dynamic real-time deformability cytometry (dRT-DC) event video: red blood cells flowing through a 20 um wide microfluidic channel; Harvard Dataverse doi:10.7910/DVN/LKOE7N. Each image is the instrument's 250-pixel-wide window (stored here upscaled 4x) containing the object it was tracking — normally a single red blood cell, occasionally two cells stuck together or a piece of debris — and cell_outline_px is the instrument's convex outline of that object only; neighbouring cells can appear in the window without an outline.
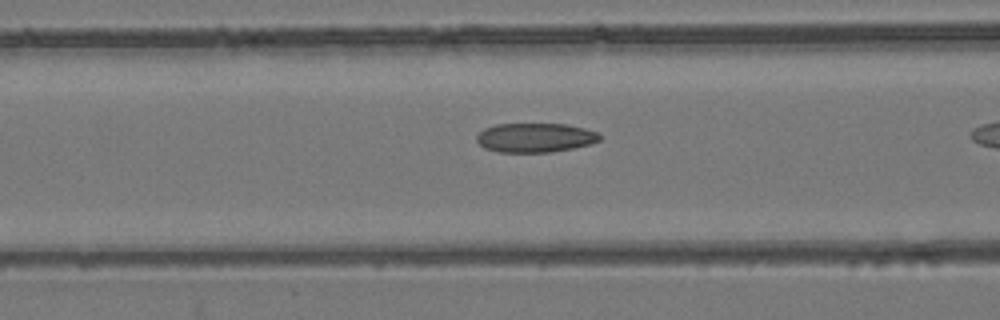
{"species": "common noctule bat (a hibernating species)", "species_latin": "Nyctalus noctula", "temperature_condition": "room temperature", "stored_images_in_passage": 18, "camera_frame_rate_fps": 3000, "um_per_image_px": 0.085, "animal": {"sex": "female", "body_mass_g": 24.6, "forearm_length_mm": 56.2}, "frame": {"image": 1, "passage_image": 16, "time_ms": 5.0, "image_size_px": [1000, 320], "cell_outline_px": [[600, 140], [592, 144], [552, 152], [500, 152], [484, 148], [476, 140], [476, 136], [484, 128], [496, 124], [564, 124], [584, 128], [596, 132], [600, 136]], "centroid_in_image_um": [45.48, 11.7], "position_along_channel_um": 121.1, "area_um2": 20.92}}